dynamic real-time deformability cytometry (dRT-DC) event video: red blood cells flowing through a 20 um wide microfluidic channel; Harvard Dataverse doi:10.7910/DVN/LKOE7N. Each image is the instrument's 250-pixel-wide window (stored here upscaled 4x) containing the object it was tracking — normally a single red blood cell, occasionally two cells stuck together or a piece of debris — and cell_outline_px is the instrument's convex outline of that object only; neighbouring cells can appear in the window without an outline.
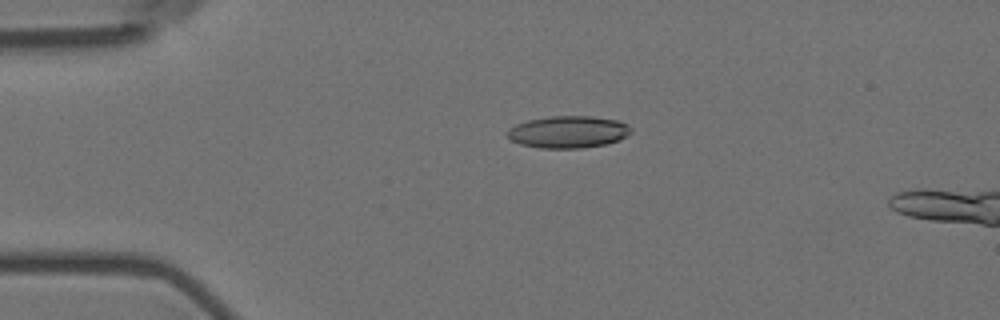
{"species": "Egyptian fruit bat (a non-hibernating species)", "species_latin": "Rousettus aegyptiacus", "temperature_condition": "room temperature", "stored_images_in_passage": 5, "camera_frame_rate_fps": 3000, "um_per_image_px": 0.085, "animal": {"sex": "female"}, "frame": {"image": 1, "passage_image": 3, "time_ms": 0.667, "image_size_px": [1000, 320], "cell_outline_px": [[632, 132], [620, 140], [604, 144], [580, 148], [540, 148], [520, 144], [512, 140], [508, 136], [508, 128], [516, 124], [528, 120], [548, 116], [592, 116], [620, 120], [628, 124], [632, 128]], "centroid_in_image_um": [48.33, 11.2], "position_along_channel_um": 36.7, "area_um2": 23.24}}